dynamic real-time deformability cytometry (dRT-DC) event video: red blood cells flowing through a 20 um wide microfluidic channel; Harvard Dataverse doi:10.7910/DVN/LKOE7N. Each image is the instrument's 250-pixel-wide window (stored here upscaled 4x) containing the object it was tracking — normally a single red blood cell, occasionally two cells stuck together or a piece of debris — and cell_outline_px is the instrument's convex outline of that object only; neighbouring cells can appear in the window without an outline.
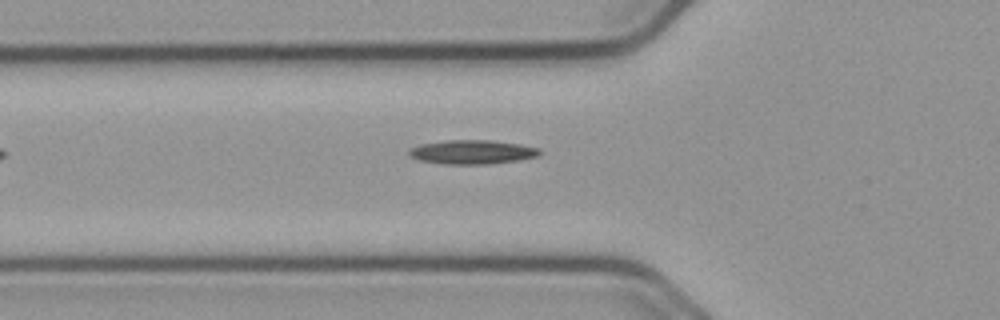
{"species": "common noctule bat (a hibernating species)", "species_latin": "Nyctalus noctula", "temperature_condition": "cold", "stored_images_in_passage": 13, "camera_frame_rate_fps": 3000, "um_per_image_px": 0.085, "animal": {"sex": "male", "body_mass_g": 23.1, "forearm_length_mm": 52.7}, "frame": {"image": 1, "passage_image": 3, "time_ms": 0.667, "image_size_px": [1000, 320], "cell_outline_px": [[540, 156], [520, 160], [488, 164], [444, 164], [420, 160], [412, 156], [408, 152], [412, 148], [420, 144], [444, 140], [492, 140], [520, 144], [540, 148]], "centroid_in_image_um": [40.19, 12.92], "position_along_channel_um": 85.6, "area_um2": 18.32}}
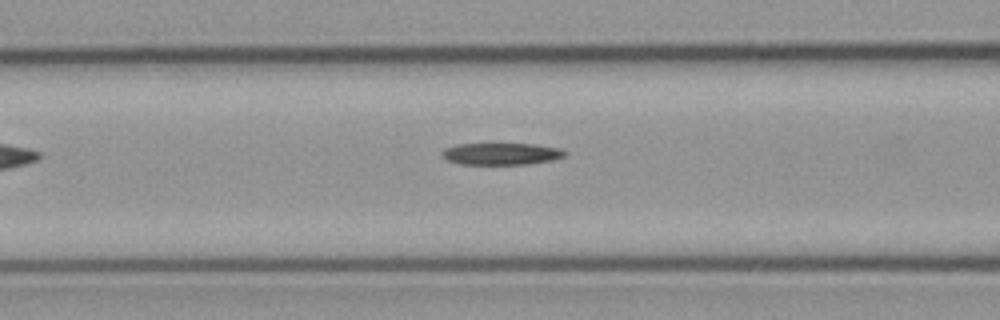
{"frame": {"image": 2, "passage_image": 6, "time_ms": 1.667, "image_size_px": [1000, 320], "cell_outline_px": [[564, 156], [552, 160], [524, 164], [460, 164], [444, 160], [440, 156], [440, 152], [444, 148], [456, 144], [536, 144], [560, 148], [564, 152]], "centroid_in_image_um": [42.5, 13.07], "position_along_channel_um": 124.1, "area_um2": 15.72}}
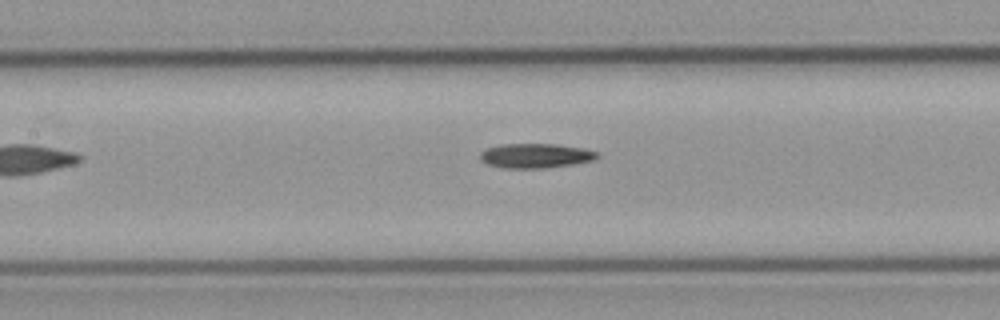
{"frame": {"image": 3, "passage_image": 9, "time_ms": 2.667, "image_size_px": [1000, 320], "cell_outline_px": [[600, 156], [592, 160], [572, 164], [544, 168], [504, 168], [488, 164], [480, 160], [480, 152], [488, 148], [500, 144], [556, 144], [584, 148], [596, 152]], "centroid_in_image_um": [45.5, 13.23], "position_along_channel_um": 161.9, "area_um2": 16.65}}